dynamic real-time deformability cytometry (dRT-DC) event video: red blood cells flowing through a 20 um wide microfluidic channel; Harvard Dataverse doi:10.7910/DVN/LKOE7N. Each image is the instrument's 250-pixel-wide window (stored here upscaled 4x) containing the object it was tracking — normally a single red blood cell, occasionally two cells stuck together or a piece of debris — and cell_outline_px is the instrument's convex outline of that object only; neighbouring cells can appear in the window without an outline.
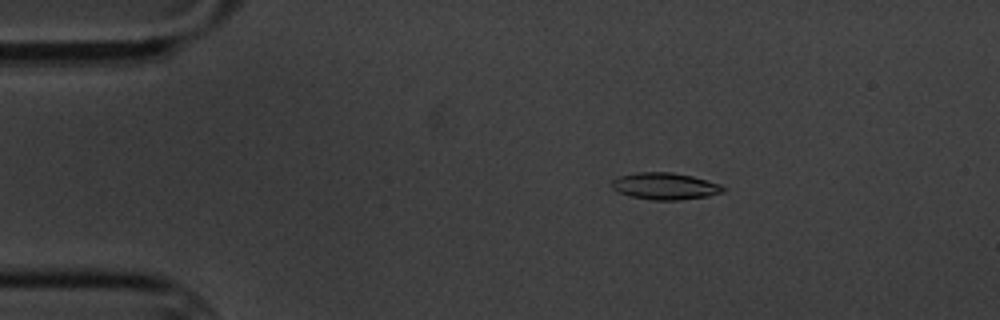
{"species": "common noctule bat (a hibernating species)", "species_latin": "Nyctalus noctula", "temperature_condition": "cold", "stored_images_in_passage": 5, "camera_frame_rate_fps": 3000, "um_per_image_px": 0.085, "animal": {"sex": "male", "body_mass_g": 20.1, "forearm_length_mm": 53.5}, "frame": {"image": 1, "passage_image": 3, "time_ms": 2.333, "image_size_px": [1000, 320], "cell_outline_px": [[724, 192], [708, 196], [680, 200], [652, 200], [632, 196], [620, 192], [612, 188], [612, 180], [620, 176], [636, 172], [672, 172], [692, 176], [720, 184], [724, 188]], "centroid_in_image_um": [56.54, 15.82], "position_along_channel_um": 28.5, "area_um2": 17.28}}